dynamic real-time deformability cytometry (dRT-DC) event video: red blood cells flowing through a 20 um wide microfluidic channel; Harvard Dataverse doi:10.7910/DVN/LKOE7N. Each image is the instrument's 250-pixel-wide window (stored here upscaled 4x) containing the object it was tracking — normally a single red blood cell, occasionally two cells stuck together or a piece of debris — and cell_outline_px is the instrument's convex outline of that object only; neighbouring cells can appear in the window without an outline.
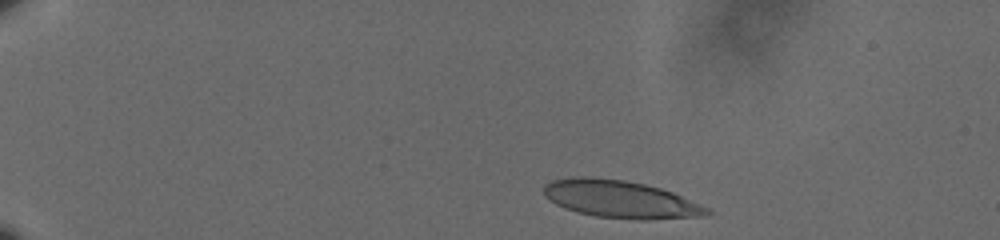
{"species": "human", "species_latin": "Homo sapiens", "temperature_condition": "cold", "stored_images_in_passage": 49, "camera_frame_rate_fps": 3000, "um_per_image_px": 0.085, "donor": {"sex": "male"}, "frame": {"image": 1, "passage_image": 2, "time_ms": 0.333, "image_size_px": [1000, 240], "cell_outline_px": [[712, 212], [708, 216], [652, 220], [632, 220], [596, 216], [576, 212], [564, 208], [556, 204], [544, 196], [544, 184], [552, 180], [572, 176], [584, 176], [624, 180], [644, 184], [660, 188], [672, 192], [700, 204], [708, 208]], "centroid_in_image_um": [52.73, 16.95], "position_along_channel_um": 32.3, "area_um2": 36.01}}
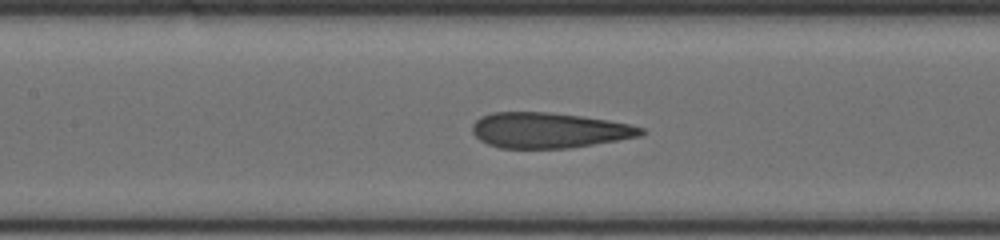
{"frame": {"image": 2, "passage_image": 21, "time_ms": 6.667, "image_size_px": [1000, 240], "cell_outline_px": [[644, 132], [640, 136], [568, 148], [500, 148], [488, 144], [480, 140], [472, 132], [472, 124], [480, 116], [492, 112], [548, 112], [580, 116], [608, 120], [628, 124], [644, 128]], "centroid_in_image_um": [46.61, 11.07], "position_along_channel_um": 160.8, "area_um2": 34.62}}
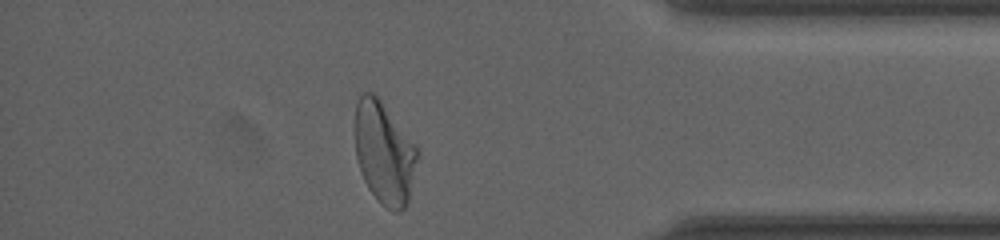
{"frame": {"image": 3, "passage_image": 43, "time_ms": 14.0, "image_size_px": [1000, 240], "cell_outline_px": [[420, 152], [408, 200], [404, 208], [400, 212], [392, 212], [380, 204], [368, 188], [360, 172], [356, 156], [352, 128], [356, 104], [360, 96], [364, 92], [372, 92], [380, 100]], "centroid_in_image_um": [32.61, 13.01], "position_along_channel_um": 402.6, "area_um2": 37.51}, "authors_computed_cell_mechanics": {"area_um2": 35.7204, "velocity_mm_per_s": 3.5789, "shape_relaxation_time_tau1_ms": 10.9532, "shape_relaxation_time_tau2_ms": 0.9604, "deformation_change_tau1": 0.3151, "deformation_change_tau2": 0.0901}}